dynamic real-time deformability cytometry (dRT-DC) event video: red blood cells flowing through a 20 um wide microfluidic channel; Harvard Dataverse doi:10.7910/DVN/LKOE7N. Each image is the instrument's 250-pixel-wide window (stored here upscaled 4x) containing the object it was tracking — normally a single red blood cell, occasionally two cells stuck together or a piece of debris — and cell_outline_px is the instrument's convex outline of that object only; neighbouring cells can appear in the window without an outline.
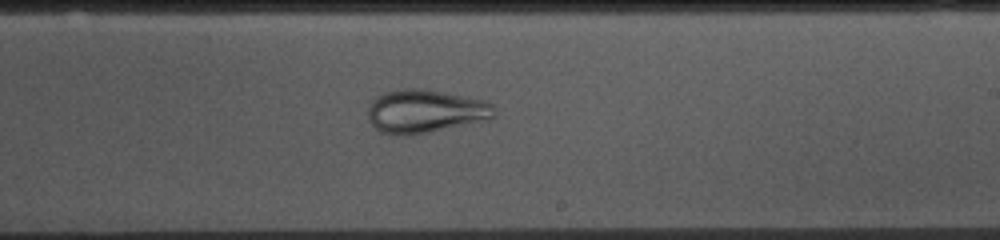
{"species": "common noctule bat (a hibernating species)", "species_latin": "Nyctalus noctula", "temperature_condition": "cold", "stored_images_in_passage": 53, "camera_frame_rate_fps": 3000, "um_per_image_px": 0.085, "animal": {"sex": "female", "body_mass_g": 10.0, "forearm_length_mm": 53.1}, "frame": {"image": 1, "passage_image": 30, "time_ms": 9.667, "image_size_px": [1000, 240], "cell_outline_px": [[492, 116], [488, 120], [412, 136], [396, 136], [380, 132], [368, 120], [368, 104], [376, 96], [384, 92], [404, 88], [420, 88], [444, 92], [484, 100], [492, 104]], "centroid_in_image_um": [36.07, 9.47], "position_along_channel_um": 252.9, "area_um2": 32.19}}
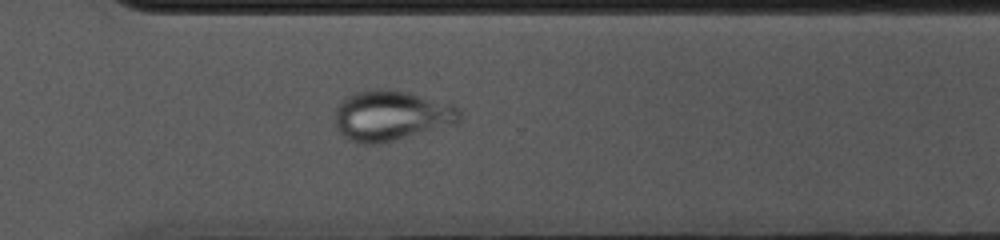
{"frame": {"image": 2, "passage_image": 37, "time_ms": 12.0, "image_size_px": [1000, 240], "cell_outline_px": [[460, 120], [456, 124], [384, 144], [356, 144], [348, 140], [340, 132], [332, 120], [336, 104], [352, 92], [368, 88], [392, 88], [408, 92], [452, 104], [460, 108]], "centroid_in_image_um": [33.2, 9.83], "position_along_channel_um": 337.4, "area_um2": 37.8}}
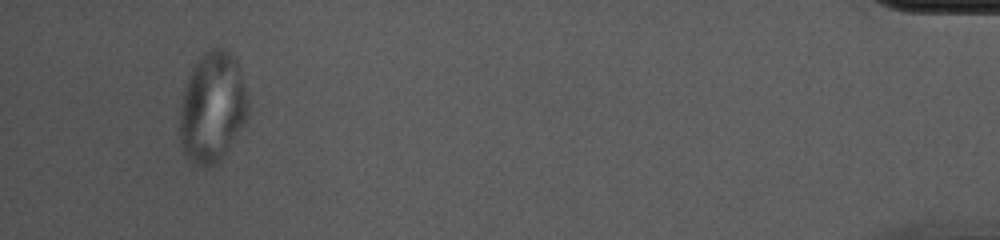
{"frame": {"image": 3, "passage_image": 50, "time_ms": 16.333, "image_size_px": [1000, 240], "cell_outline_px": [[248, 112], [244, 124], [220, 160], [212, 168], [204, 168], [192, 164], [188, 160], [180, 144], [180, 100], [188, 76], [192, 68], [204, 52], [212, 48], [220, 48], [228, 52], [236, 60], [248, 100]], "centroid_in_image_um": [18.02, 9.18], "position_along_channel_um": 417.2, "area_um2": 43.99}}